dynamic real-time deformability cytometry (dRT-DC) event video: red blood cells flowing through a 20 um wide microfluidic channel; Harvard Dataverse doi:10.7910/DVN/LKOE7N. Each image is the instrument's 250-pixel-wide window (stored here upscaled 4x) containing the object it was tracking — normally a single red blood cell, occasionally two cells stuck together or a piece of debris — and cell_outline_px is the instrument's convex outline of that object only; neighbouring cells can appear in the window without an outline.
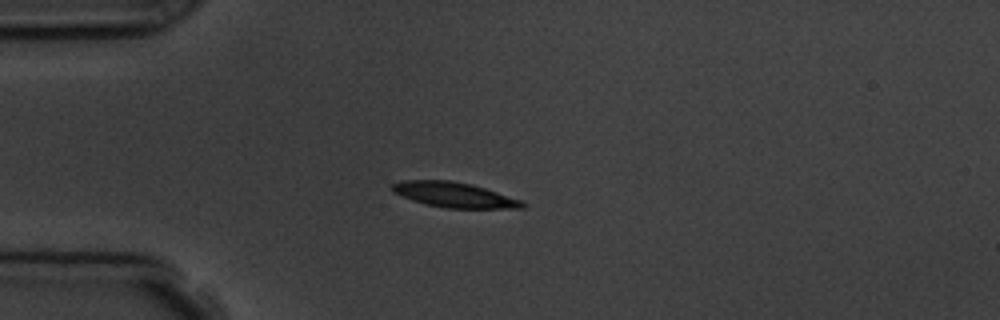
{"species": "common noctule bat (a hibernating species)", "species_latin": "Nyctalus noctula", "temperature_condition": "room temperature", "stored_images_in_passage": 4, "camera_frame_rate_fps": 3000, "um_per_image_px": 0.085, "animal": {"sex": "male", "body_mass_g": 19.5, "forearm_length_mm": 54.6}, "frame": {"image": 1, "passage_image": 4, "time_ms": 3.333, "image_size_px": [1000, 320], "cell_outline_px": [[528, 204], [524, 208], [444, 208], [424, 204], [412, 200], [392, 192], [392, 184], [400, 180], [448, 180], [472, 184], [520, 200]], "centroid_in_image_um": [38.57, 16.56], "position_along_channel_um": 46.4, "area_um2": 19.02}}